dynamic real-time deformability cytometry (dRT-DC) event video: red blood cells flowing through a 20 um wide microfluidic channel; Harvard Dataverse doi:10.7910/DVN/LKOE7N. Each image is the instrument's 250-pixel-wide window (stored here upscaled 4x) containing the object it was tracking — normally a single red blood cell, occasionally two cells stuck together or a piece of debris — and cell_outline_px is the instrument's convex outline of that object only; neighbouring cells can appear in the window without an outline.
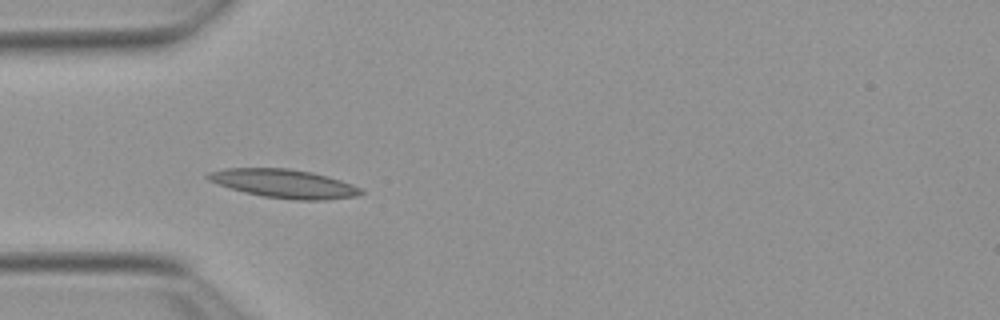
{"species": "Egyptian fruit bat (a non-hibernating species)", "species_latin": "Rousettus aegyptiacus", "temperature_condition": "warm", "stored_images_in_passage": 20, "camera_frame_rate_fps": 3000, "um_per_image_px": 0.085, "animal": {"sex": "female"}, "frame": {"image": 1, "passage_image": 4, "time_ms": 1.0, "image_size_px": [1000, 320], "cell_outline_px": [[364, 192], [356, 196], [324, 200], [296, 200], [264, 196], [244, 192], [208, 180], [204, 176], [208, 172], [224, 168], [288, 168], [312, 172], [328, 176], [352, 184], [360, 188]], "centroid_in_image_um": [24.14, 15.6], "position_along_channel_um": 60.9, "area_um2": 25.37}}
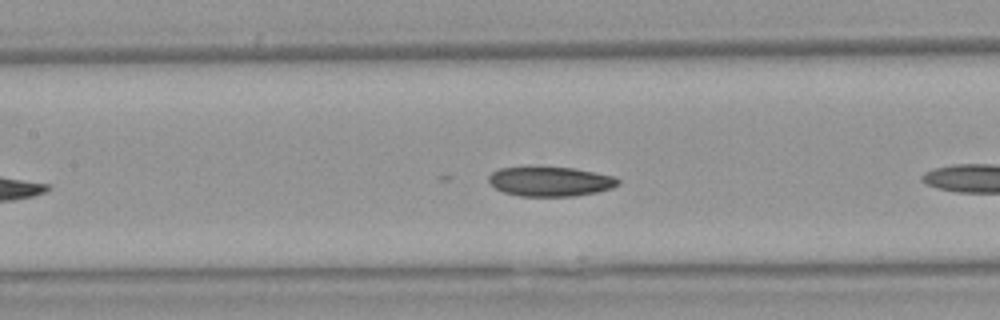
{"frame": {"image": 2, "passage_image": 9, "time_ms": 2.667, "image_size_px": [1000, 320], "cell_outline_px": [[620, 184], [612, 188], [596, 192], [576, 196], [520, 196], [504, 192], [496, 188], [488, 180], [488, 176], [492, 172], [500, 168], [572, 168], [616, 176], [620, 180]], "centroid_in_image_um": [46.82, 15.44], "position_along_channel_um": 160.6, "area_um2": 22.02}}
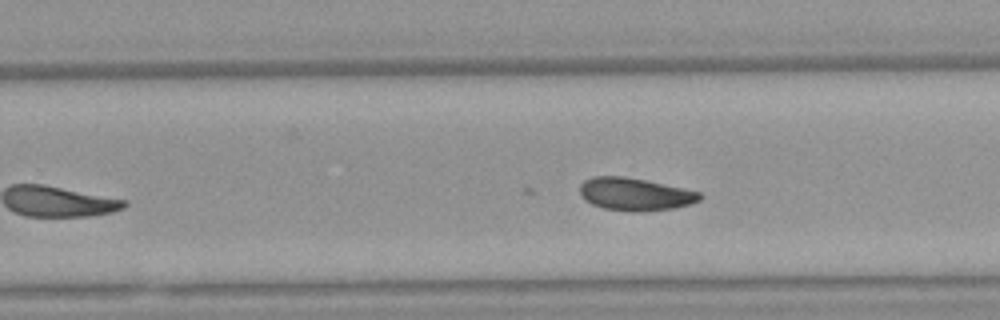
{"frame": {"image": 3, "passage_image": 18, "time_ms": 5.667, "image_size_px": [1000, 320], "cell_outline_px": [[704, 196], [700, 200], [692, 204], [676, 208], [640, 212], [636, 212], [604, 208], [592, 204], [584, 200], [580, 196], [580, 184], [584, 180], [592, 176], [624, 176], [644, 180], [700, 192]], "centroid_in_image_um": [53.97, 16.51], "position_along_channel_um": 275.8, "area_um2": 22.95}}